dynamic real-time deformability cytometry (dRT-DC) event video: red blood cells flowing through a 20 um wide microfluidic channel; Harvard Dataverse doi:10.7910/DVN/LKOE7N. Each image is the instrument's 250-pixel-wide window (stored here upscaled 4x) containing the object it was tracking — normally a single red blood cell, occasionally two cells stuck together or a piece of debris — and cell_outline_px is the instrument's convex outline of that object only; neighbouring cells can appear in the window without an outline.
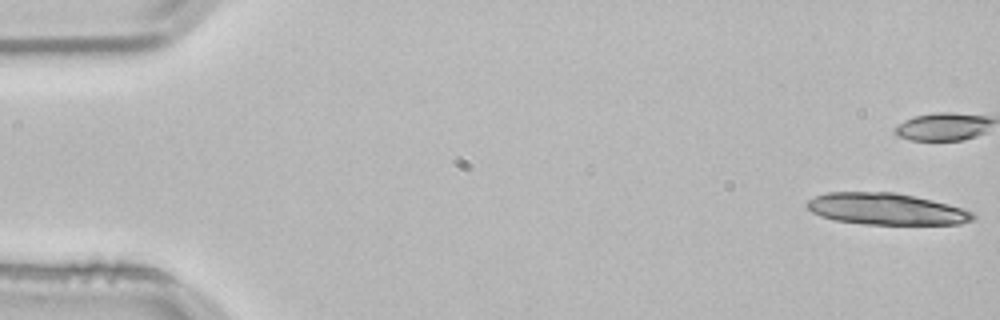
{"species": "common noctule bat (a hibernating species)", "species_latin": "Nyctalus noctula", "temperature_condition": "room temperature", "stored_images_in_passage": 20, "camera_frame_rate_fps": 3000, "um_per_image_px": 0.085, "animal": {"sex": "male", "body_mass_g": 21.5, "forearm_length_mm": 52.0}, "frame": {"image": 1, "passage_image": 1, "time_ms": 0.0, "image_size_px": [1000, 320], "cell_outline_px": [[976, 216], [972, 220], [960, 224], [864, 224], [832, 220], [820, 216], [812, 212], [804, 204], [808, 200], [816, 196], [828, 192], [892, 192], [912, 196], [948, 204], [964, 208], [972, 212]], "centroid_in_image_um": [75.3, 17.77], "position_along_channel_um": 9.7, "area_um2": 30.46}}